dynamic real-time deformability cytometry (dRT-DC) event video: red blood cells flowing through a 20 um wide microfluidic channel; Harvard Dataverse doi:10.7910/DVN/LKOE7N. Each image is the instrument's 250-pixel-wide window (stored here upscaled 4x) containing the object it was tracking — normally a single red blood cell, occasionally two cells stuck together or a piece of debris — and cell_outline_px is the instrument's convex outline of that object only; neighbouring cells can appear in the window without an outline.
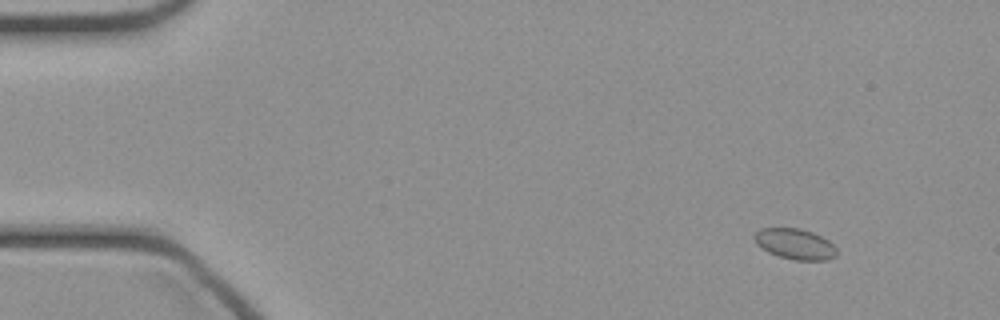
{"species": "common noctule bat (a hibernating species)", "species_latin": "Nyctalus noctula", "temperature_condition": "cold", "stored_images_in_passage": 48, "camera_frame_rate_fps": 3000, "um_per_image_px": 0.085, "animal": {"sex": "female", "body_mass_g": 21.9}, "frame": {"image": 1, "passage_image": 5, "time_ms": 1.333, "image_size_px": [1000, 320], "cell_outline_px": [[836, 256], [828, 260], [796, 260], [780, 256], [768, 252], [756, 244], [752, 236], [760, 228], [800, 228], [812, 232], [828, 240], [836, 248]], "centroid_in_image_um": [67.56, 20.73], "position_along_channel_um": 17.4, "area_um2": 14.68}}
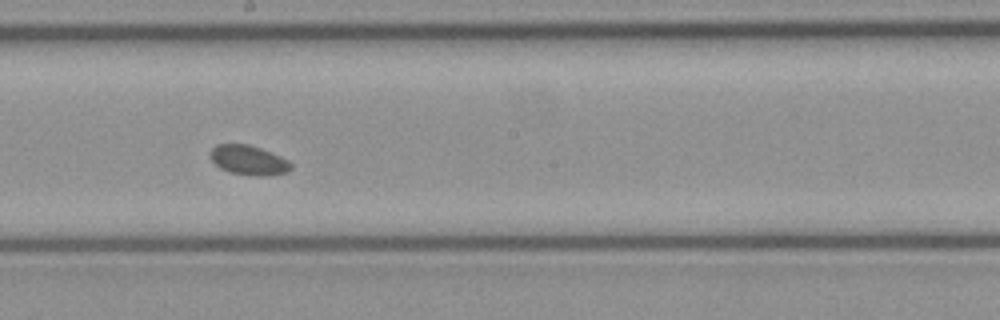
{"frame": {"image": 2, "passage_image": 27, "time_ms": 8.667, "image_size_px": [1000, 320], "cell_outline_px": [[292, 168], [288, 172], [272, 176], [256, 176], [232, 172], [220, 168], [212, 160], [212, 148], [216, 144], [248, 144], [260, 148], [280, 156], [288, 160], [292, 164]], "centroid_in_image_um": [21.19, 13.62], "position_along_channel_um": 227.0, "area_um2": 13.81}}
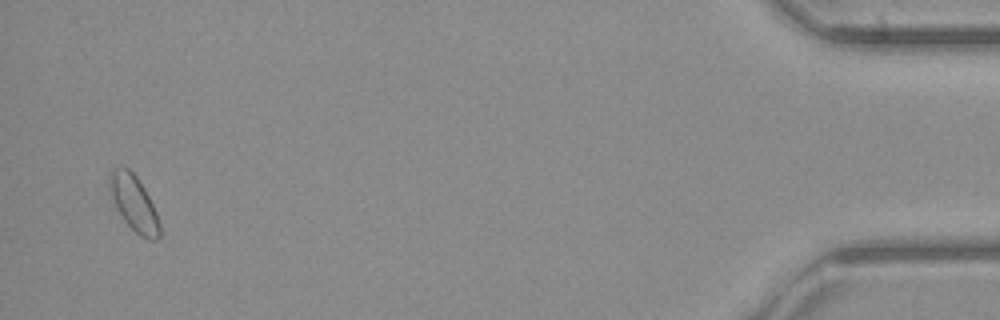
{"frame": {"image": 3, "passage_image": 47, "time_ms": 15.333, "image_size_px": [1000, 320], "cell_outline_px": [[160, 236], [156, 240], [148, 240], [140, 236], [124, 220], [116, 208], [108, 188], [108, 172], [112, 168], [128, 168], [136, 176], [144, 188], [156, 212], [160, 224]], "centroid_in_image_um": [11.36, 17.27], "position_along_channel_um": 423.8, "area_um2": 16.24}}